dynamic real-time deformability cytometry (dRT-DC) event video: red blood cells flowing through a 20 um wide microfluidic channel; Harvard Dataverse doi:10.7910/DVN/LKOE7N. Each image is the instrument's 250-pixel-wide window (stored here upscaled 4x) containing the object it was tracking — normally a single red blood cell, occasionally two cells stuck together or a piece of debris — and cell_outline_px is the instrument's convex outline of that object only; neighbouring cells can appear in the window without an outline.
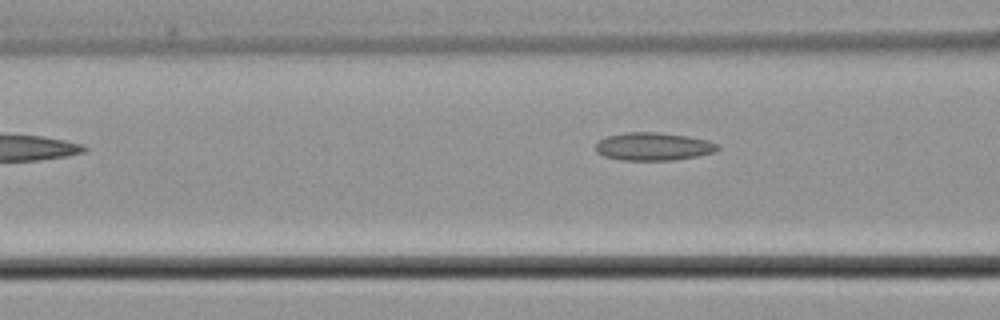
{"species": "common noctule bat (a hibernating species)", "species_latin": "Nyctalus noctula", "temperature_condition": "cold", "stored_images_in_passage": 3, "camera_frame_rate_fps": 3000, "um_per_image_px": 0.085, "animal": {"sex": "male", "body_mass_g": 21.5, "forearm_length_mm": 52.0}, "frame": {"image": 1, "passage_image": 3, "time_ms": 2.333, "image_size_px": [1000, 320], "cell_outline_px": [[720, 148], [716, 152], [696, 156], [672, 160], [624, 160], [604, 156], [596, 152], [596, 144], [600, 140], [608, 136], [624, 132], [660, 132], [688, 136], [708, 140], [720, 144]], "centroid_in_image_um": [55.58, 12.44], "position_along_channel_um": 111.0, "area_um2": 19.94}}